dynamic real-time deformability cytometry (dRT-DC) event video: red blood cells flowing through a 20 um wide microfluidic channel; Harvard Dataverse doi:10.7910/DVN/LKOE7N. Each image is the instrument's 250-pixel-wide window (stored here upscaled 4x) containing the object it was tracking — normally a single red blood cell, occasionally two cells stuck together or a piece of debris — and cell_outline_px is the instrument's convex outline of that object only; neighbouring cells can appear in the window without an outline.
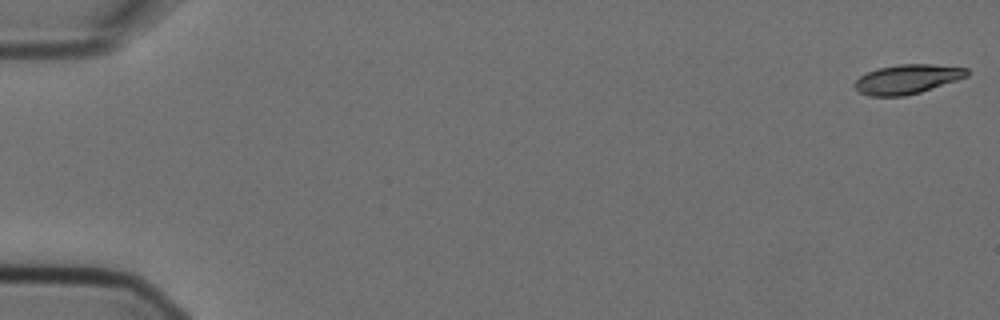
{"species": "Egyptian fruit bat (a non-hibernating species)", "species_latin": "Rousettus aegyptiacus", "temperature_condition": "cold", "stored_images_in_passage": 4, "camera_frame_rate_fps": 3000, "um_per_image_px": 0.085, "animal": {"sex": "female"}, "frame": {"image": 1, "passage_image": 1, "time_ms": 0.0, "image_size_px": [1000, 320], "cell_outline_px": [[968, 76], [920, 92], [904, 96], [868, 96], [860, 92], [852, 84], [860, 76], [868, 72], [880, 68], [900, 64], [932, 64], [968, 68]], "centroid_in_image_um": [77.1, 6.73], "position_along_channel_um": 7.9, "area_um2": 19.02}}